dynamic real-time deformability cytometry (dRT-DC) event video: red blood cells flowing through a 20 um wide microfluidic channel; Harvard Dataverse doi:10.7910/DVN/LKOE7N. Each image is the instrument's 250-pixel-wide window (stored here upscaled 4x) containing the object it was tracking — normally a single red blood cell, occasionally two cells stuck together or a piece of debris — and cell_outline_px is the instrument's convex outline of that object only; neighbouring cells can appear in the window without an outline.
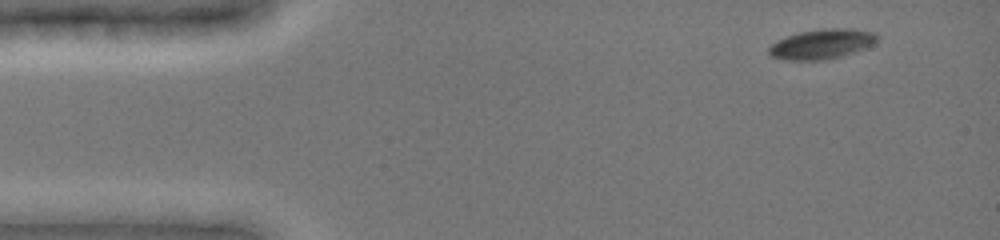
{"species": "common noctule bat (a hibernating species)", "species_latin": "Nyctalus noctula", "temperature_condition": "cold", "stored_images_in_passage": 5, "camera_frame_rate_fps": 3000, "um_per_image_px": 0.085, "animal": {"sex": "female", "body_mass_g": 19.0, "forearm_length_mm": 51.5}, "frame": {"image": 1, "passage_image": 2, "time_ms": 1.0, "image_size_px": [1000, 240], "cell_outline_px": [[880, 36], [872, 44], [864, 48], [828, 60], [788, 60], [768, 56], [768, 48], [776, 40], [800, 32], [824, 28], [848, 28], [872, 32]], "centroid_in_image_um": [69.81, 3.74], "position_along_channel_um": 15.2, "area_um2": 18.73}}
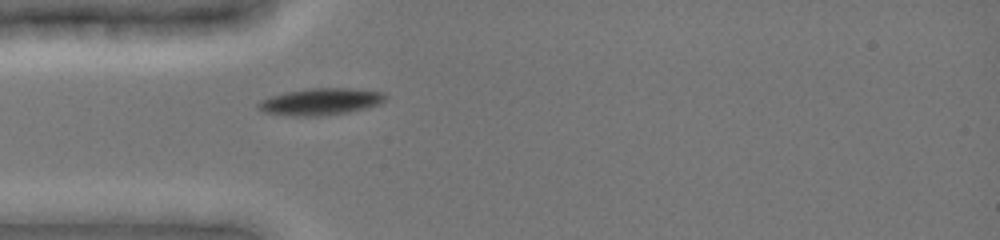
{"frame": {"image": 2, "passage_image": 5, "time_ms": 4.333, "image_size_px": [1000, 240], "cell_outline_px": [[388, 96], [380, 104], [368, 108], [348, 112], [324, 116], [292, 116], [264, 112], [256, 108], [256, 104], [260, 100], [268, 96], [284, 92], [308, 88], [352, 88], [384, 92]], "centroid_in_image_um": [27.23, 8.64], "position_along_channel_um": 57.8, "area_um2": 20.29}}